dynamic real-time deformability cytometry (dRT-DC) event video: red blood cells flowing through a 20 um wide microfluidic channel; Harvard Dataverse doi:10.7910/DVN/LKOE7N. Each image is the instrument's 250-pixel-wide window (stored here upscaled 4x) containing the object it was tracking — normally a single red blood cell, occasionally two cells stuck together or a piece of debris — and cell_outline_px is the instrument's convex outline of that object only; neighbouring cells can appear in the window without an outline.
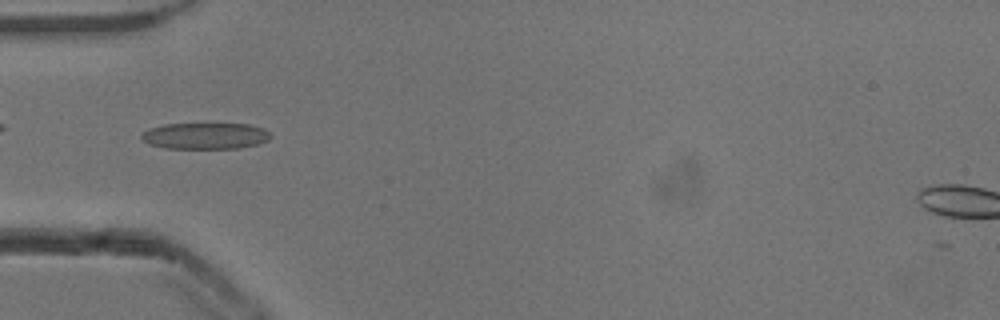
{"species": "common noctule bat (a hibernating species)", "species_latin": "Nyctalus noctula", "temperature_condition": "cold", "stored_images_in_passage": 37, "camera_frame_rate_fps": 3000, "um_per_image_px": 0.085, "animal": {"sex": "male", "body_mass_g": 13.3}, "frame": {"image": 1, "passage_image": 1, "time_ms": 0.0, "image_size_px": [1000, 320], "cell_outline_px": [[272, 136], [268, 140], [260, 144], [240, 148], [164, 148], [148, 144], [140, 136], [144, 132], [152, 128], [164, 124], [248, 124], [264, 128]], "centroid_in_image_um": [17.49, 11.55], "position_along_channel_um": 67.5, "area_um2": 19.77}}
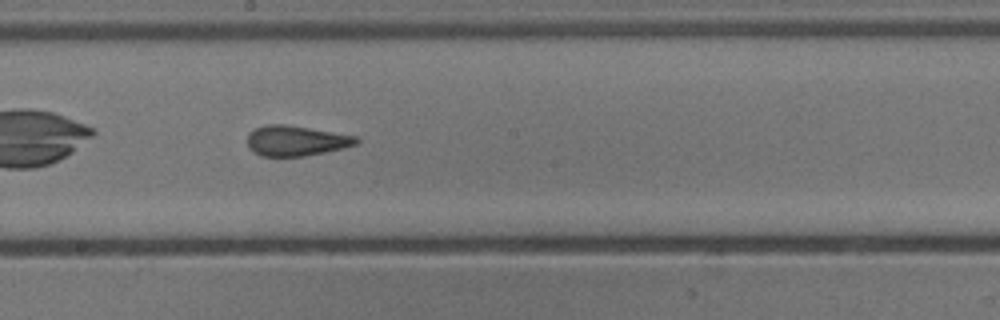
{"frame": {"image": 2, "passage_image": 13, "time_ms": 4.0, "image_size_px": [1000, 320], "cell_outline_px": [[360, 140], [356, 144], [344, 148], [304, 156], [260, 156], [252, 152], [248, 148], [248, 132], [256, 128], [268, 124], [284, 124], [356, 136]], "centroid_in_image_um": [25.12, 11.97], "position_along_channel_um": 223.1, "area_um2": 19.13}}
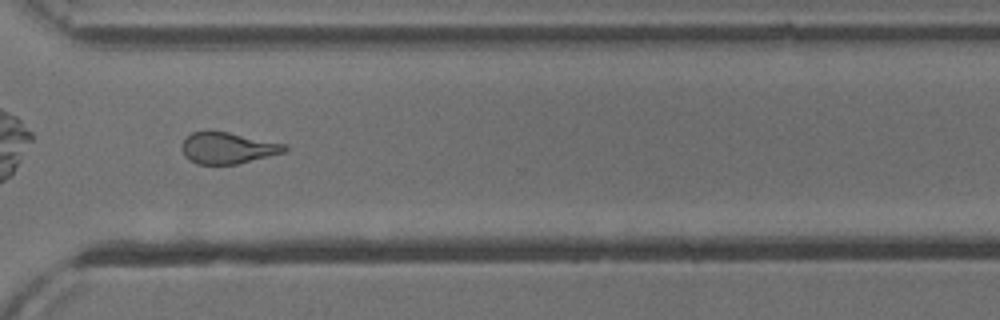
{"frame": {"image": 3, "passage_image": 23, "time_ms": 7.333, "image_size_px": [1000, 320], "cell_outline_px": [[288, 148], [284, 152], [236, 164], [196, 164], [184, 156], [180, 148], [180, 144], [192, 132], [228, 132], [288, 144]], "centroid_in_image_um": [19.34, 12.58], "position_along_channel_um": 351.3, "area_um2": 18.67}, "authors_computed_cell_mechanics": {"area_um2": 19.5942, "velocity_mm_per_s": 3.8629, "shape_relaxation_time_tau1_ms": 6.6073, "shape_relaxation_time_tau2_ms": 1.3849, "deformation_change_tau1": 0.1457, "deformation_change_tau2": 0.0887}}